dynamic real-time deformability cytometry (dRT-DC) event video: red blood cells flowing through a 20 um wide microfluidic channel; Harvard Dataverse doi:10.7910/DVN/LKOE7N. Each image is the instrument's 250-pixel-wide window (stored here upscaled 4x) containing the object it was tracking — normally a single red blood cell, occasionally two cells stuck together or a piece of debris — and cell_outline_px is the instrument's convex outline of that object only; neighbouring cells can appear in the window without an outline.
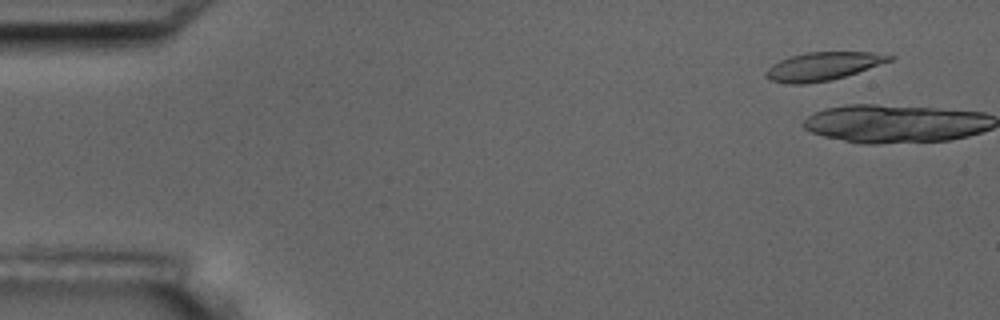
{"species": "common noctule bat (a hibernating species)", "species_latin": "Nyctalus noctula", "temperature_condition": "room temperature", "stored_images_in_passage": 2, "camera_frame_rate_fps": 3000, "um_per_image_px": 0.085, "animal": {"sex": "male", "body_mass_g": 17.5, "forearm_length_mm": 52.3}, "frame": {"image": 1, "passage_image": 1, "time_ms": 0.0, "image_size_px": [1000, 320], "cell_outline_px": [[896, 56], [892, 60], [832, 80], [804, 84], [792, 84], [768, 80], [764, 76], [764, 72], [772, 64], [780, 60], [792, 56], [808, 52], [872, 52]], "centroid_in_image_um": [69.9, 5.64], "position_along_channel_um": 15.1, "area_um2": 20.17}}